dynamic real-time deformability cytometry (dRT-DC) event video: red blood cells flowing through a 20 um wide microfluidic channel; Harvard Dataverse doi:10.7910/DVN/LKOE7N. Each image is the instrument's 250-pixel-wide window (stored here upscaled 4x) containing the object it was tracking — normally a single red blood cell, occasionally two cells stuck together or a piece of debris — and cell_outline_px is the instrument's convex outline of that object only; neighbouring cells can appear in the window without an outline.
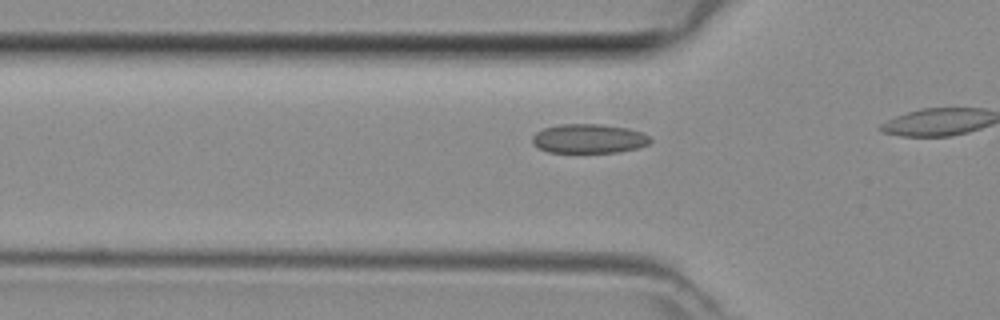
{"species": "common noctule bat (a hibernating species)", "species_latin": "Nyctalus noctula", "temperature_condition": "room temperature", "stored_images_in_passage": 10, "camera_frame_rate_fps": 3000, "um_per_image_px": 0.085, "animal": {"sex": "female", "body_mass_g": 29.2, "forearm_length_mm": 56.3}, "frame": {"image": 1, "passage_image": 6, "time_ms": 1.667, "image_size_px": [1000, 320], "cell_outline_px": [[652, 140], [648, 144], [636, 148], [620, 152], [548, 152], [532, 144], [532, 136], [536, 132], [544, 128], [560, 124], [600, 124], [628, 128], [640, 132], [648, 136]], "centroid_in_image_um": [50.03, 11.78], "position_along_channel_um": 75.8, "area_um2": 20.0}}
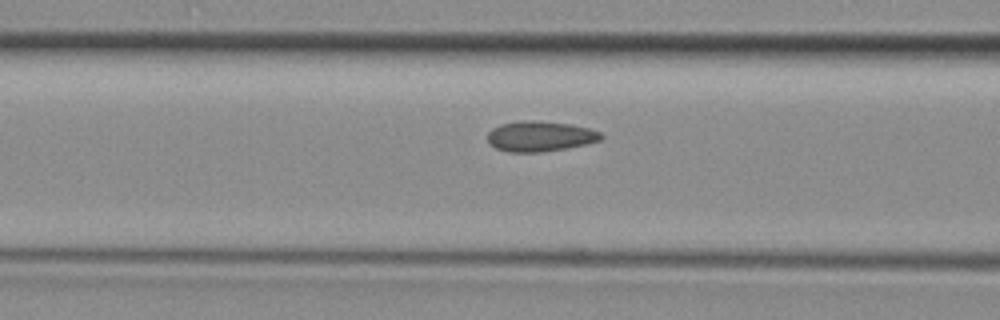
{"frame": {"image": 2, "passage_image": 9, "time_ms": 2.667, "image_size_px": [1000, 320], "cell_outline_px": [[604, 136], [600, 140], [568, 148], [540, 152], [508, 152], [496, 148], [488, 140], [488, 132], [492, 128], [500, 124], [520, 120], [532, 120], [572, 124], [588, 128], [600, 132]], "centroid_in_image_um": [45.9, 11.57], "position_along_channel_um": 120.7, "area_um2": 20.06}}